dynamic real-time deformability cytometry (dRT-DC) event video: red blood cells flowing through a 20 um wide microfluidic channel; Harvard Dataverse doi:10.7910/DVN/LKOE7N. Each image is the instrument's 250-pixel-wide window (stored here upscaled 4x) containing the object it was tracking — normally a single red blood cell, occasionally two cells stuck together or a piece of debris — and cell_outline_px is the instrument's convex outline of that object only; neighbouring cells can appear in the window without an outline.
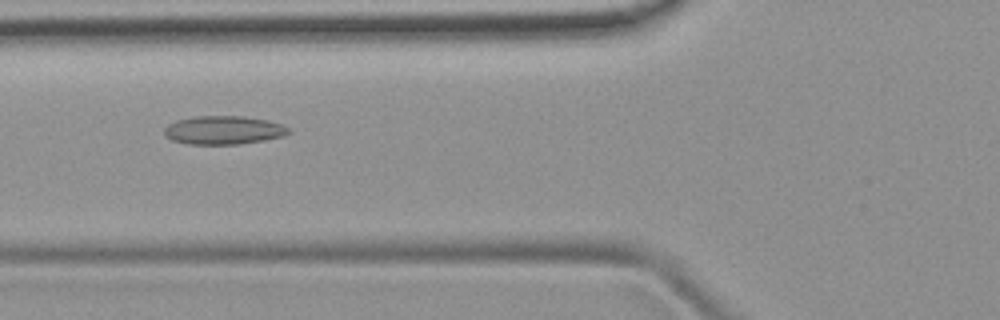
{"species": "common noctule bat (a hibernating species)", "species_latin": "Nyctalus noctula", "temperature_condition": "room temperature", "stored_images_in_passage": 5, "camera_frame_rate_fps": 3000, "um_per_image_px": 0.085, "animal": {"sex": "female", "body_mass_g": 19.9}, "frame": {"image": 1, "passage_image": 5, "time_ms": 5.333, "image_size_px": [1000, 320], "cell_outline_px": [[292, 132], [284, 136], [264, 140], [240, 144], [188, 144], [172, 140], [164, 136], [164, 128], [168, 124], [176, 120], [196, 116], [244, 116], [268, 120], [292, 128]], "centroid_in_image_um": [19.02, 11.06], "position_along_channel_um": 106.8, "area_um2": 20.87}}